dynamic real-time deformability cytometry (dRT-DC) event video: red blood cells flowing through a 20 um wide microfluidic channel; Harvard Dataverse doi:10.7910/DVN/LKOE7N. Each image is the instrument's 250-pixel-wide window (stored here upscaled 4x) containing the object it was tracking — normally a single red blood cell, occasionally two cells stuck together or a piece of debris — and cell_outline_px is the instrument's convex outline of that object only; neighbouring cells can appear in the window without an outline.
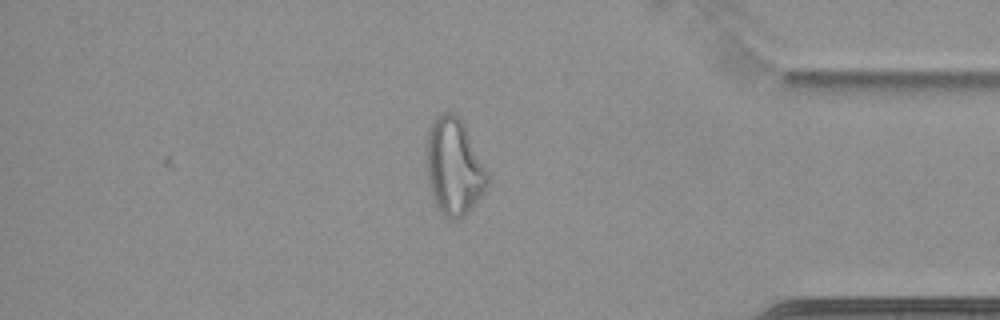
{"species": "common noctule bat (a hibernating species)", "species_latin": "Nyctalus noctula", "temperature_condition": "cold", "stored_images_in_passage": 35, "camera_frame_rate_fps": 3000, "um_per_image_px": 0.085, "animal": {"sex": "female", "body_mass_g": 22.7, "forearm_length_mm": 54.2}, "frame": {"image": 1, "passage_image": 35, "time_ms": 11.333, "image_size_px": [1000, 320], "cell_outline_px": [[488, 184], [484, 192], [456, 220], [452, 220], [436, 204], [432, 192], [428, 176], [428, 128], [432, 120], [436, 116], [444, 112], [452, 112], [464, 124], [488, 172]], "centroid_in_image_um": [38.6, 14.1], "position_along_channel_um": 396.6, "area_um2": 33.06}, "authors_computed_cell_mechanics": {"area_um2": 23.9292, "velocity_mm_per_s": 3.4793, "shape_relaxation_time_tau1_ms": null, "shape_relaxation_time_tau2_ms": 1.6863, "deformation_change_tau1": null, "deformation_change_tau2": 0.1008}}